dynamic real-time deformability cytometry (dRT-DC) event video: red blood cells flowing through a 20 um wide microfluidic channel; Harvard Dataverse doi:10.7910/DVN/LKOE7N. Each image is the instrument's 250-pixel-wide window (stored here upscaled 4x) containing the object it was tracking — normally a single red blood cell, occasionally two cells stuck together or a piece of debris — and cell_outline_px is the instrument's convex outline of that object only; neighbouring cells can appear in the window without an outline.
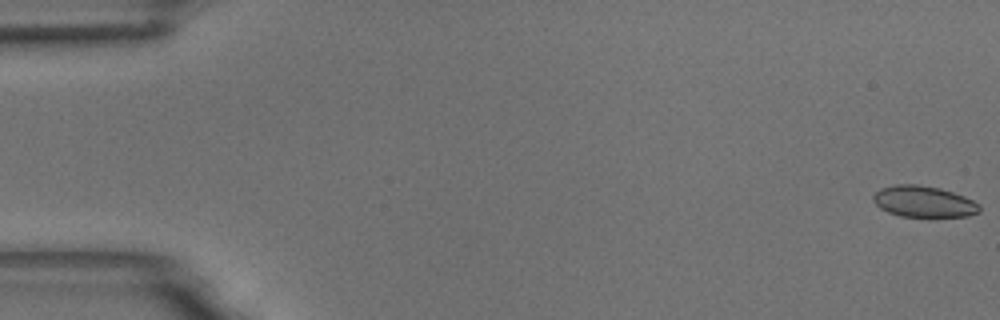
{"species": "common noctule bat (a hibernating species)", "species_latin": "Nyctalus noctula", "temperature_condition": "room temperature", "stored_images_in_passage": 56, "camera_frame_rate_fps": 3000, "um_per_image_px": 0.085, "animal": {"sex": "male", "body_mass_g": 18.8}, "frame": {"image": 1, "passage_image": 1, "time_ms": 0.0, "image_size_px": [1000, 320], "cell_outline_px": [[980, 212], [968, 216], [900, 216], [888, 212], [880, 208], [872, 200], [872, 196], [880, 188], [896, 184], [916, 184], [940, 188], [964, 196], [980, 204]], "centroid_in_image_um": [78.5, 17.12], "position_along_channel_um": 6.5, "area_um2": 19.31}}
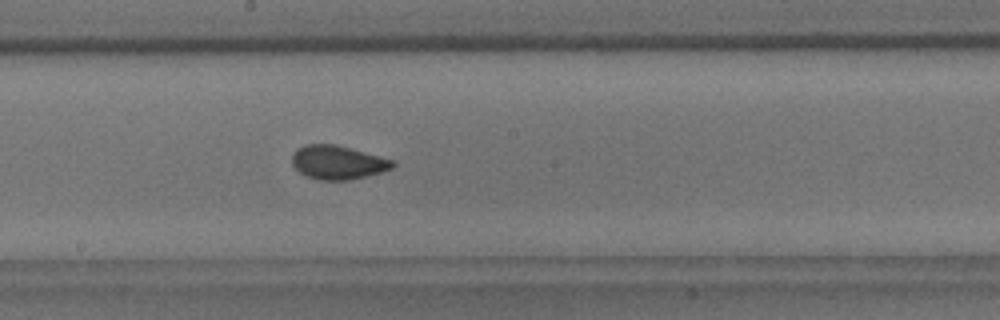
{"frame": {"image": 2, "passage_image": 31, "time_ms": 10.0, "image_size_px": [1000, 320], "cell_outline_px": [[396, 164], [392, 168], [380, 172], [348, 180], [320, 180], [308, 176], [300, 172], [292, 164], [292, 152], [296, 148], [304, 144], [336, 144], [396, 160]], "centroid_in_image_um": [28.71, 13.78], "position_along_channel_um": 219.5, "area_um2": 19.88}}
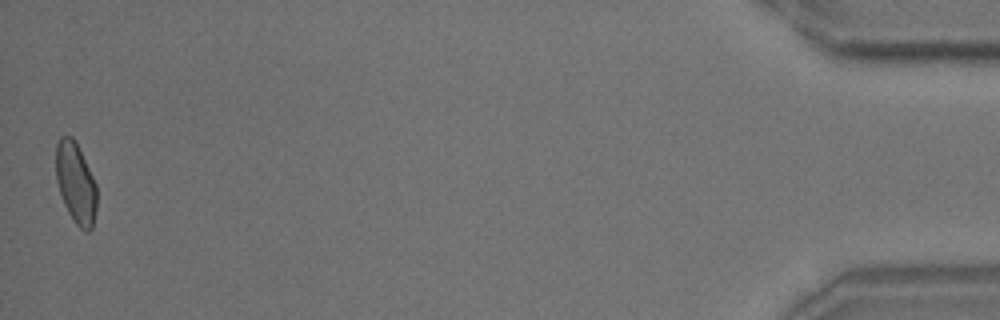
{"frame": {"image": 3, "passage_image": 56, "time_ms": 18.333, "image_size_px": [1000, 320], "cell_outline_px": [[96, 208], [92, 228], [88, 232], [84, 232], [76, 224], [68, 212], [64, 204], [56, 180], [56, 144], [60, 136], [72, 136], [76, 140], [96, 184]], "centroid_in_image_um": [6.43, 15.54], "position_along_channel_um": 428.8, "area_um2": 19.31}, "authors_computed_cell_mechanics": {"area_um2": 19.6231, "velocity_mm_per_s": 3.6296, "shape_relaxation_time_tau1_ms": 5.2276, "shape_relaxation_time_tau2_ms": 1.1019, "deformation_change_tau1": 0.1168, "deformation_change_tau2": 0.0557}}